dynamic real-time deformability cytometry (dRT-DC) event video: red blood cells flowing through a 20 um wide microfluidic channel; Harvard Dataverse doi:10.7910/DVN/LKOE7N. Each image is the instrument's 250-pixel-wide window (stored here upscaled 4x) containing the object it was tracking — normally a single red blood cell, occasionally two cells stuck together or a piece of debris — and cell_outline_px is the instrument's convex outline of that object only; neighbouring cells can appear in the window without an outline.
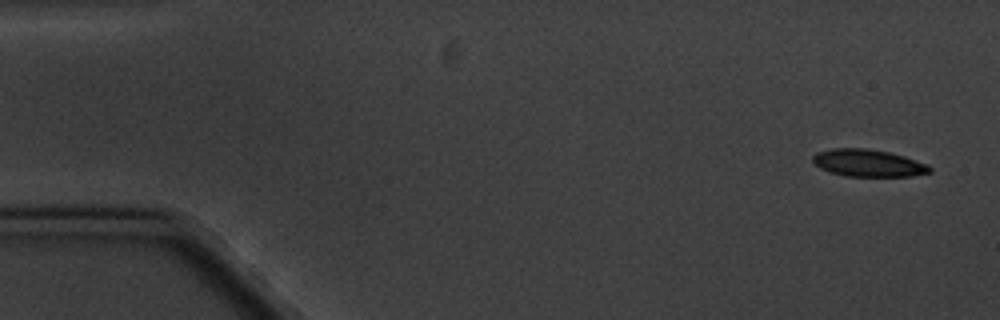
{"species": "common noctule bat (a hibernating species)", "species_latin": "Nyctalus noctula", "temperature_condition": "cold", "stored_images_in_passage": 9, "camera_frame_rate_fps": 3000, "um_per_image_px": 0.085, "animal": {"sex": "male", "body_mass_g": 20.1, "forearm_length_mm": 53.5}, "frame": {"image": 1, "passage_image": 1, "time_ms": 0.0, "image_size_px": [1000, 320], "cell_outline_px": [[932, 172], [912, 176], [844, 176], [828, 172], [820, 168], [812, 160], [812, 156], [816, 152], [832, 148], [864, 148], [888, 152], [904, 156], [928, 164], [932, 168]], "centroid_in_image_um": [73.79, 13.86], "position_along_channel_um": 11.2, "area_um2": 18.67}}